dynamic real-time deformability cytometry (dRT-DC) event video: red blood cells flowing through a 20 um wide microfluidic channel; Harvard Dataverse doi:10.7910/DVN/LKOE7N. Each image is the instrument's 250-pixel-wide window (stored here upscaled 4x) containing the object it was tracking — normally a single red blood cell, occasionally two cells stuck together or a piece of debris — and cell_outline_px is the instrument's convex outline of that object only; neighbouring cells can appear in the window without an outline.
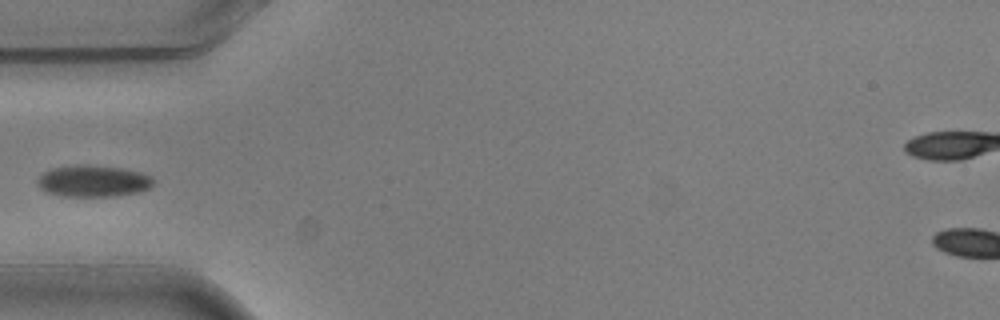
{"species": "common noctule bat (a hibernating species)", "species_latin": "Nyctalus noctula", "temperature_condition": "warm", "stored_images_in_passage": 5, "camera_frame_rate_fps": 3000, "um_per_image_px": 0.085, "animal": {"sex": "male", "body_mass_g": 20.5, "forearm_length_mm": 52.5}, "frame": {"image": 1, "passage_image": 5, "time_ms": 1.333, "image_size_px": [1000, 320], "cell_outline_px": [[156, 184], [148, 188], [136, 192], [112, 196], [64, 196], [48, 192], [40, 188], [36, 184], [36, 180], [44, 172], [52, 168], [76, 164], [88, 164], [120, 168], [140, 172], [152, 176]], "centroid_in_image_um": [7.91, 15.37], "position_along_channel_um": 77.1, "area_um2": 21.39}}